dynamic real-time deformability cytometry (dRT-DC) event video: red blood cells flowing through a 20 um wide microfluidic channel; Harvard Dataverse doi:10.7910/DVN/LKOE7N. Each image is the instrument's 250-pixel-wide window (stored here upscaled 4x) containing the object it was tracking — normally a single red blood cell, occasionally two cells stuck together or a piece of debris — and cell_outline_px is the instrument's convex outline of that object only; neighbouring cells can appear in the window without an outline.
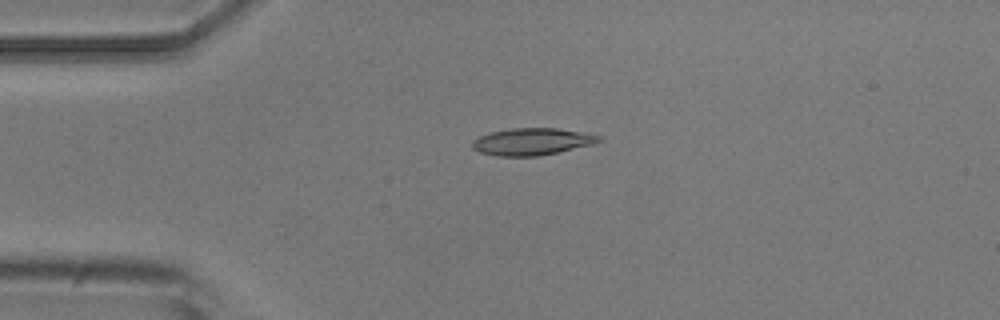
{"species": "common noctule bat (a hibernating species)", "species_latin": "Nyctalus noctula", "temperature_condition": "room temperature", "stored_images_in_passage": 9, "camera_frame_rate_fps": 3000, "um_per_image_px": 0.085, "animal": {"sex": "male", "body_mass_g": 20.5, "forearm_length_mm": 52.5}, "frame": {"image": 1, "passage_image": 4, "time_ms": 3.333, "image_size_px": [1000, 320], "cell_outline_px": [[600, 140], [592, 144], [556, 152], [536, 156], [496, 156], [480, 152], [472, 148], [472, 140], [480, 136], [492, 132], [512, 128], [556, 128], [584, 132], [600, 136]], "centroid_in_image_um": [45.18, 12.03], "position_along_channel_um": 39.8, "area_um2": 19.65}}
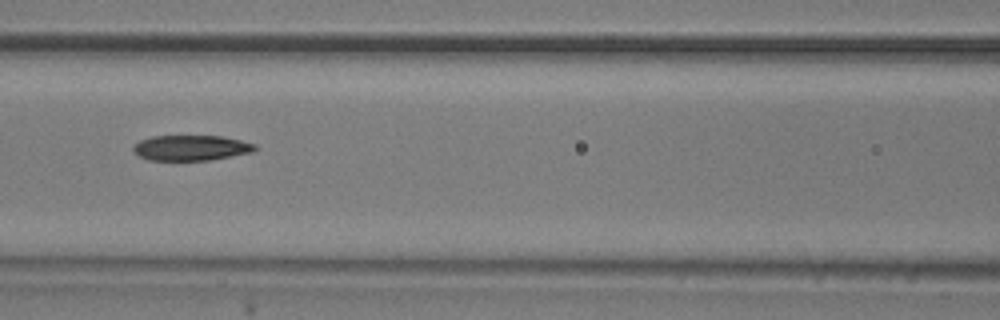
{"frame": {"image": 2, "passage_image": 7, "time_ms": 7.0, "image_size_px": [1000, 320], "cell_outline_px": [[256, 148], [252, 152], [208, 160], [148, 160], [132, 152], [132, 148], [140, 140], [152, 136], [220, 136], [240, 140], [256, 144]], "centroid_in_image_um": [16.2, 12.56], "position_along_channel_um": 150.4, "area_um2": 17.86}}
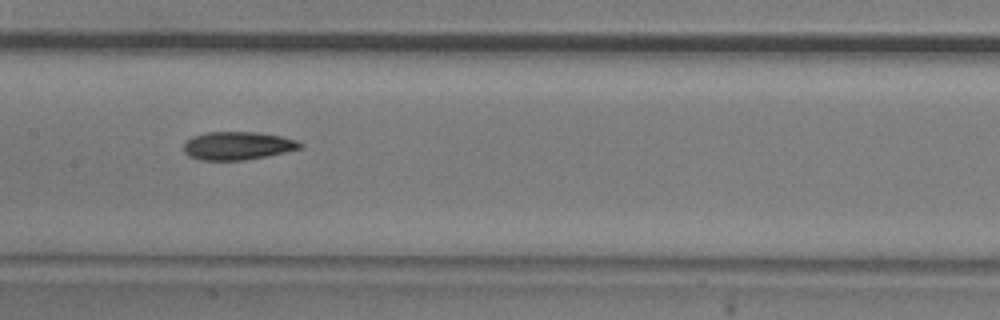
{"frame": {"image": 3, "passage_image": 8, "time_ms": 8.0, "image_size_px": [1000, 320], "cell_outline_px": [[304, 144], [300, 148], [284, 152], [244, 160], [200, 160], [188, 156], [184, 152], [184, 144], [192, 136], [208, 132], [256, 132], [280, 136], [296, 140]], "centroid_in_image_um": [20.17, 12.38], "position_along_channel_um": 187.2, "area_um2": 18.9}}